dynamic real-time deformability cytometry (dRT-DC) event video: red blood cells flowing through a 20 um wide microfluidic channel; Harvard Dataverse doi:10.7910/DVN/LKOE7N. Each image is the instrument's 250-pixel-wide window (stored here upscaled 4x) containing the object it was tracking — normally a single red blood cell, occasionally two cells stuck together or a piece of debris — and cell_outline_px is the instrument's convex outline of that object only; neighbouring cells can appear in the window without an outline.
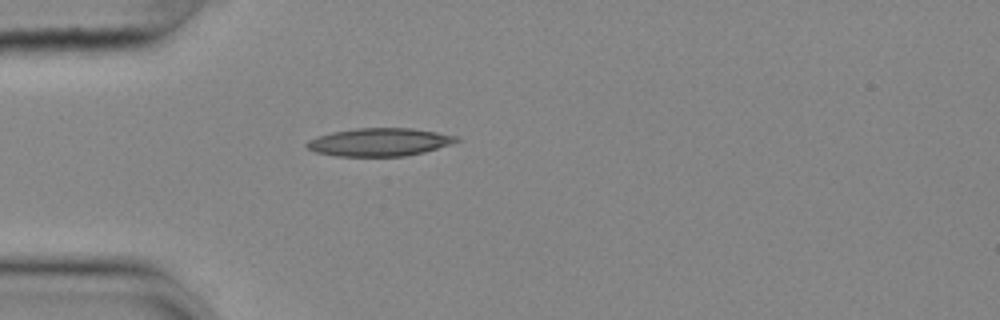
{"species": "common noctule bat (a hibernating species)", "species_latin": "Nyctalus noctula", "temperature_condition": "cold", "stored_images_in_passage": 24, "camera_frame_rate_fps": 3000, "um_per_image_px": 0.085, "animal": {"sex": "female", "body_mass_g": 25.1}, "frame": {"image": 1, "passage_image": 1, "time_ms": 0.0, "image_size_px": [1000, 320], "cell_outline_px": [[460, 140], [424, 152], [404, 156], [336, 156], [316, 152], [308, 148], [304, 144], [308, 140], [316, 136], [332, 132], [356, 128], [412, 128], [436, 132], [456, 136]], "centroid_in_image_um": [32.19, 12.07], "position_along_channel_um": 52.8, "area_um2": 24.22}}
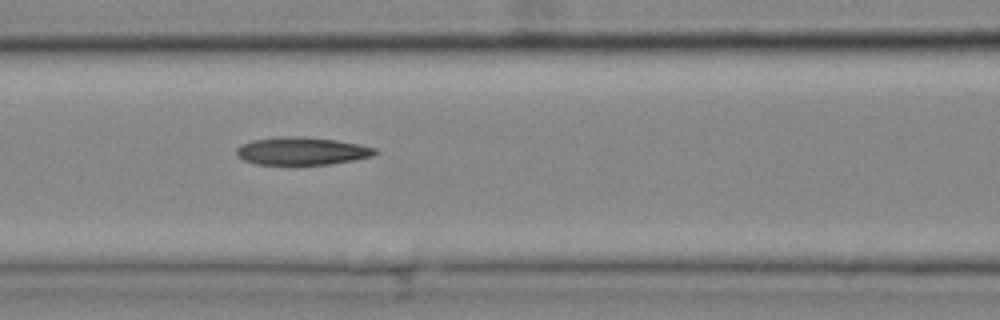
{"frame": {"image": 2, "passage_image": 9, "time_ms": 2.667, "image_size_px": [1000, 320], "cell_outline_px": [[380, 152], [372, 156], [356, 160], [332, 164], [296, 168], [256, 164], [244, 160], [236, 152], [236, 148], [240, 144], [252, 140], [280, 136], [304, 136], [336, 140], [360, 144], [376, 148]], "centroid_in_image_um": [25.67, 12.88], "position_along_channel_um": 140.9, "area_um2": 23.7}}
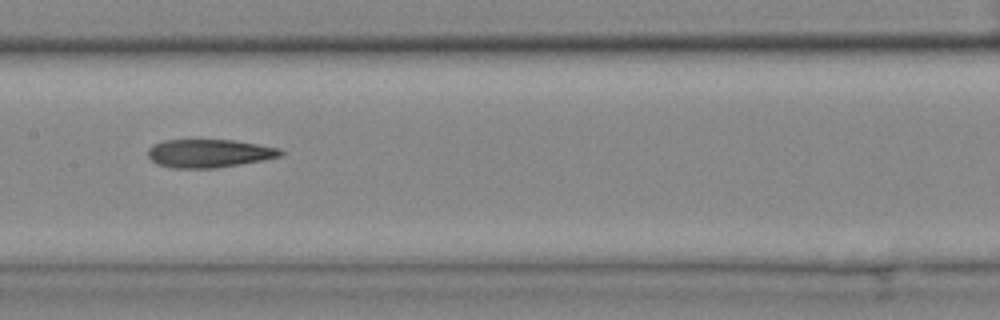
{"frame": {"image": 3, "passage_image": 13, "time_ms": 4.0, "image_size_px": [1000, 320], "cell_outline_px": [[284, 152], [280, 156], [264, 160], [216, 168], [172, 168], [156, 164], [148, 156], [148, 148], [152, 144], [164, 140], [236, 140], [280, 148]], "centroid_in_image_um": [17.76, 13.03], "position_along_channel_um": 189.6, "area_um2": 21.96}}